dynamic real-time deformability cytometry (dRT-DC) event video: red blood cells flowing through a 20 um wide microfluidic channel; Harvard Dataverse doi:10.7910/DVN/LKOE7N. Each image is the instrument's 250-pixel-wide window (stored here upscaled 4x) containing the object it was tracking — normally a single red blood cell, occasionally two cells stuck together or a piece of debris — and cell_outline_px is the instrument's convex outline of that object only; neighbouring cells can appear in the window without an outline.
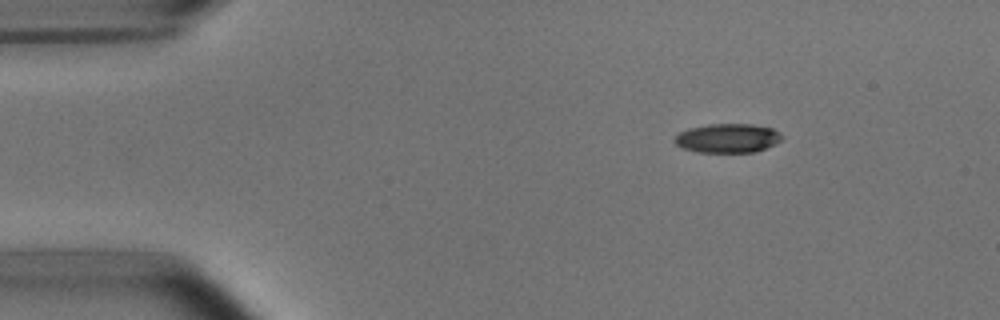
{"species": "common noctule bat (a hibernating species)", "species_latin": "Nyctalus noctula", "temperature_condition": "room temperature", "stored_images_in_passage": 5, "camera_frame_rate_fps": 3000, "um_per_image_px": 0.085, "animal": {"sex": "male", "body_mass_g": 15.6}, "frame": {"image": 1, "passage_image": 1, "time_ms": 0.0, "image_size_px": [1000, 320], "cell_outline_px": [[784, 140], [776, 144], [756, 152], [700, 152], [684, 148], [676, 144], [672, 140], [680, 132], [688, 128], [708, 124], [752, 124], [772, 128], [780, 132], [784, 136]], "centroid_in_image_um": [61.91, 11.74], "position_along_channel_um": 23.1, "area_um2": 18.38}}
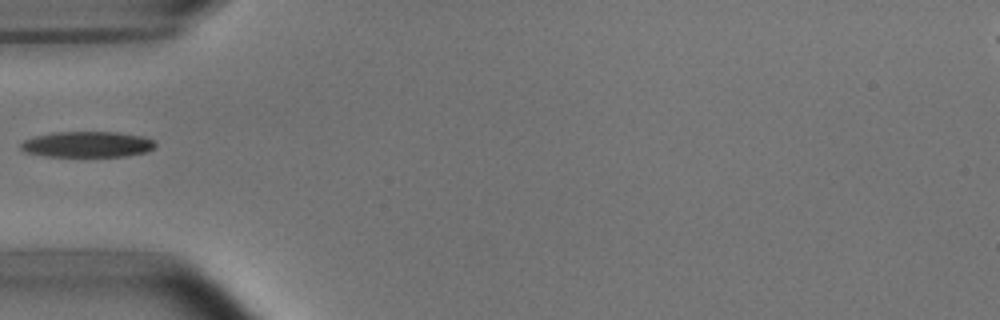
{"frame": {"image": 2, "passage_image": 4, "time_ms": 3.333, "image_size_px": [1000, 320], "cell_outline_px": [[156, 144], [152, 148], [144, 152], [124, 156], [44, 156], [24, 152], [20, 148], [20, 144], [24, 140], [36, 136], [52, 132], [120, 132], [144, 136], [156, 140]], "centroid_in_image_um": [7.42, 12.26], "position_along_channel_um": 77.6, "area_um2": 20.29}}